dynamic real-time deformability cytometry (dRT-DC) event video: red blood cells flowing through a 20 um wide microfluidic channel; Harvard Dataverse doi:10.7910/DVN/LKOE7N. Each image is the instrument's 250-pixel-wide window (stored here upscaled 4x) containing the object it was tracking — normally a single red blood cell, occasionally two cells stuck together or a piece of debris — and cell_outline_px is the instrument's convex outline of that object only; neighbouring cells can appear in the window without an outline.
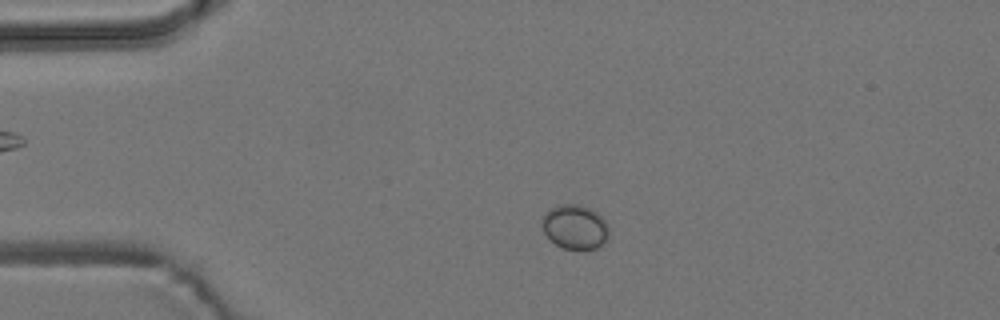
{"species": "common noctule bat (a hibernating species)", "species_latin": "Nyctalus noctula", "temperature_condition": "room temperature", "stored_images_in_passage": 3, "camera_frame_rate_fps": 3000, "um_per_image_px": 0.085, "animal": {"sex": "male", "body_mass_g": 19.2, "forearm_length_mm": 51.8}, "frame": {"image": 1, "passage_image": 2, "time_ms": 0.333, "image_size_px": [1000, 320], "cell_outline_px": [[608, 236], [604, 244], [596, 248], [564, 248], [556, 244], [544, 232], [540, 224], [540, 216], [548, 208], [556, 204], [580, 204], [592, 208], [608, 224]], "centroid_in_image_um": [48.83, 19.23], "position_along_channel_um": 36.2, "area_um2": 17.57}}